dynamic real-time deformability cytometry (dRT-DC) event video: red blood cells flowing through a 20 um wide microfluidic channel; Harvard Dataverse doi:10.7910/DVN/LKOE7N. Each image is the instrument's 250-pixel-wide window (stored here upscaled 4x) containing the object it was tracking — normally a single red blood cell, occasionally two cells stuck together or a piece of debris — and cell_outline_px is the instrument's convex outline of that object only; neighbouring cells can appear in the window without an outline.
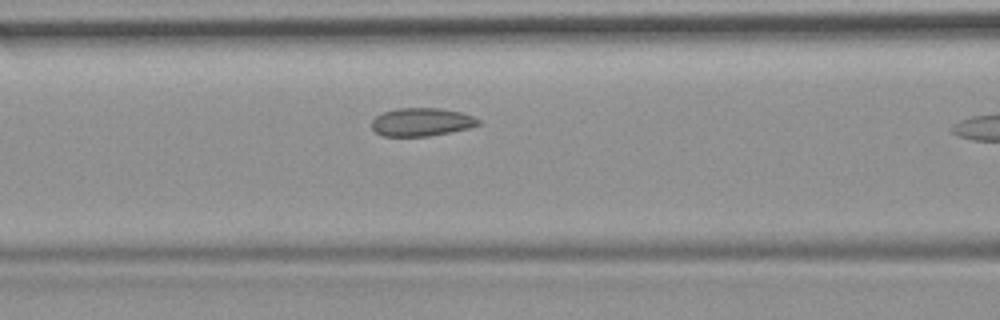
{"species": "common noctule bat (a hibernating species)", "species_latin": "Nyctalus noctula", "temperature_condition": "room temperature", "stored_images_in_passage": 10, "camera_frame_rate_fps": 3000, "um_per_image_px": 0.085, "animal": {"sex": "female", "body_mass_g": 19.9}, "frame": {"image": 1, "passage_image": 9, "time_ms": 2.667, "image_size_px": [1000, 320], "cell_outline_px": [[480, 124], [468, 128], [428, 136], [384, 136], [376, 132], [372, 128], [372, 120], [376, 116], [384, 112], [396, 108], [440, 108], [460, 112], [472, 116], [480, 120]], "centroid_in_image_um": [35.81, 10.36], "position_along_channel_um": 130.8, "area_um2": 17.34}}